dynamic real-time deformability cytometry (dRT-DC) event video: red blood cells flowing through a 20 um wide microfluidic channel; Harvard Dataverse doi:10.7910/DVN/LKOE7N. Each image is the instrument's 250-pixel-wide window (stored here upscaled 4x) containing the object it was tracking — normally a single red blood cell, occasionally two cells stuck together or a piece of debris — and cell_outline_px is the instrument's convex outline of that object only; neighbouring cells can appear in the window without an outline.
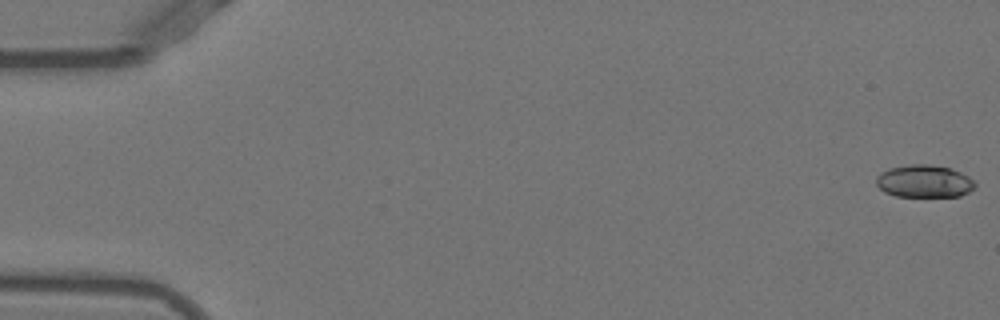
{"species": "Egyptian fruit bat (a non-hibernating species)", "species_latin": "Rousettus aegyptiacus", "temperature_condition": "warm", "stored_images_in_passage": 51, "camera_frame_rate_fps": 3000, "um_per_image_px": 0.085, "animal": {"sex": "female"}, "frame": {"image": 1, "passage_image": 1, "time_ms": 0.0, "image_size_px": [1000, 320], "cell_outline_px": [[976, 184], [968, 192], [960, 196], [896, 196], [884, 192], [876, 184], [876, 176], [880, 172], [888, 168], [908, 164], [928, 164], [952, 168], [968, 176]], "centroid_in_image_um": [78.52, 15.39], "position_along_channel_um": 6.5, "area_um2": 18.79}}
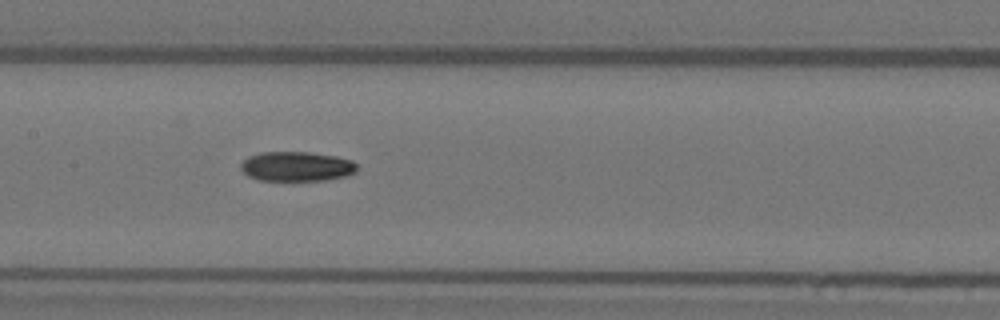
{"frame": {"image": 2, "passage_image": 26, "time_ms": 8.333, "image_size_px": [1000, 320], "cell_outline_px": [[356, 172], [344, 176], [328, 180], [260, 180], [248, 176], [240, 168], [240, 164], [248, 156], [260, 152], [308, 152], [336, 156], [352, 160], [356, 164]], "centroid_in_image_um": [25.2, 14.14], "position_along_channel_um": 182.2, "area_um2": 20.06}}
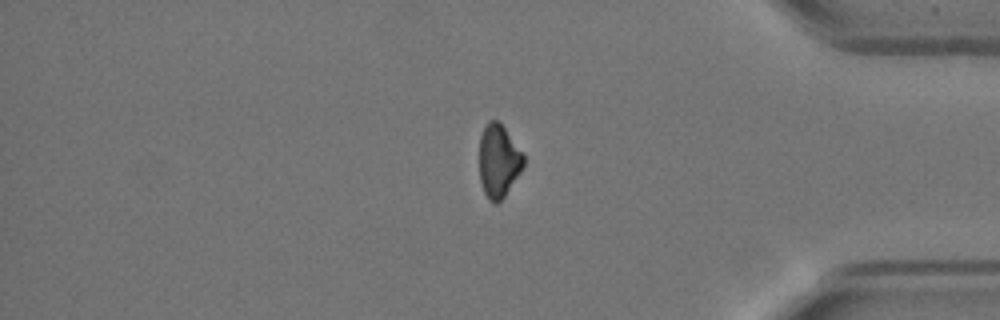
{"frame": {"image": 3, "passage_image": 44, "time_ms": 14.333, "image_size_px": [1000, 320], "cell_outline_px": [[524, 164], [520, 172], [504, 196], [496, 204], [488, 200], [484, 192], [480, 180], [480, 136], [488, 120], [496, 120], [504, 128], [524, 152]], "centroid_in_image_um": [42.38, 13.68], "position_along_channel_um": 392.8, "area_um2": 18.67}}